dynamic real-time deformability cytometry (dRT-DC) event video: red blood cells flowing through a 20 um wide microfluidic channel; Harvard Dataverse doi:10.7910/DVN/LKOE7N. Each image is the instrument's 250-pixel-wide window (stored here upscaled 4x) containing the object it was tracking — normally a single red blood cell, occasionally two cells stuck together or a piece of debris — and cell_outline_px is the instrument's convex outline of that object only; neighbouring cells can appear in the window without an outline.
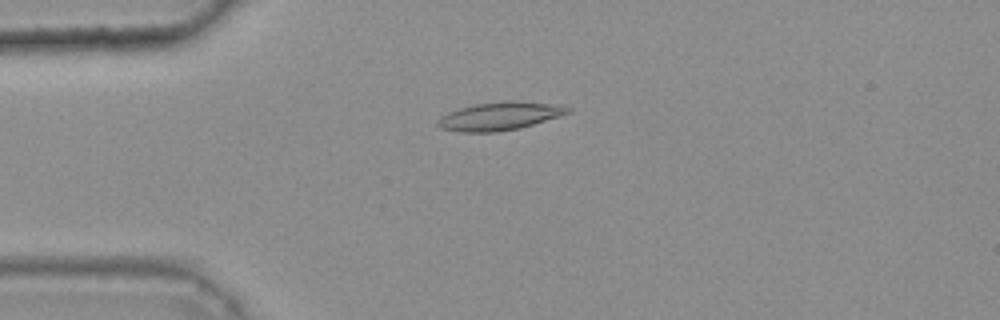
{"species": "common noctule bat (a hibernating species)", "species_latin": "Nyctalus noctula", "temperature_condition": "warm", "stored_images_in_passage": 48, "camera_frame_rate_fps": 3000, "um_per_image_px": 0.085, "animal": {"sex": "female", "body_mass_g": 25.1}, "frame": {"image": 1, "passage_image": 13, "time_ms": 4.0, "image_size_px": [1000, 320], "cell_outline_px": [[572, 112], [520, 128], [496, 132], [460, 132], [440, 128], [436, 124], [436, 120], [440, 116], [456, 108], [476, 104], [508, 100], [516, 100], [548, 104], [572, 108]], "centroid_in_image_um": [42.4, 9.87], "position_along_channel_um": 42.6, "area_um2": 21.39}}
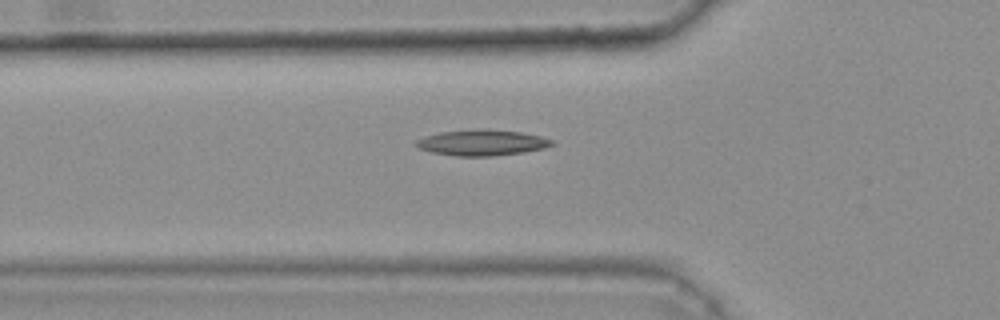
{"frame": {"image": 2, "passage_image": 18, "time_ms": 5.667, "image_size_px": [1000, 320], "cell_outline_px": [[556, 144], [544, 148], [524, 152], [492, 156], [456, 156], [432, 152], [420, 148], [416, 144], [416, 140], [424, 136], [440, 132], [472, 128], [484, 128], [520, 132], [540, 136], [552, 140]], "centroid_in_image_um": [40.97, 12.11], "position_along_channel_um": 84.8, "area_um2": 20.58}}
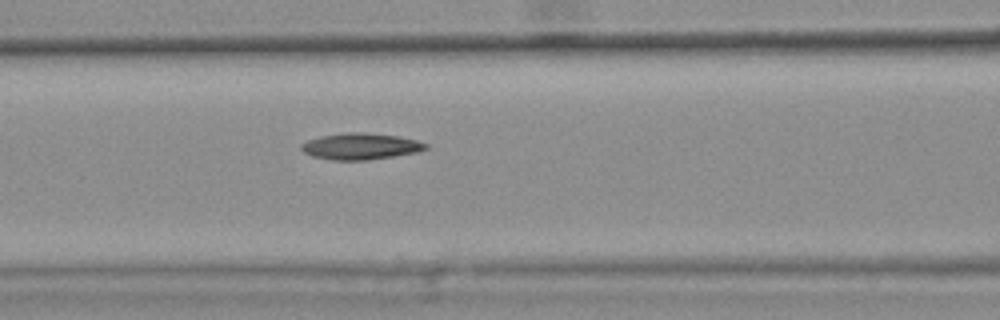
{"frame": {"image": 3, "passage_image": 22, "time_ms": 7.0, "image_size_px": [1000, 320], "cell_outline_px": [[428, 148], [416, 152], [368, 160], [332, 160], [312, 156], [304, 152], [300, 148], [300, 144], [308, 140], [320, 136], [348, 132], [364, 132], [400, 136], [416, 140], [428, 144]], "centroid_in_image_um": [30.63, 12.43], "position_along_channel_um": 136.0, "area_um2": 19.13}, "authors_computed_cell_mechanics": {"area_um2": 19.0451, "velocity_mm_per_s": 3.7971, "shape_relaxation_time_tau1_ms": null, "shape_relaxation_time_tau2_ms": 6.0918, "deformation_change_tau1": null, "deformation_change_tau2": 0.1362}}